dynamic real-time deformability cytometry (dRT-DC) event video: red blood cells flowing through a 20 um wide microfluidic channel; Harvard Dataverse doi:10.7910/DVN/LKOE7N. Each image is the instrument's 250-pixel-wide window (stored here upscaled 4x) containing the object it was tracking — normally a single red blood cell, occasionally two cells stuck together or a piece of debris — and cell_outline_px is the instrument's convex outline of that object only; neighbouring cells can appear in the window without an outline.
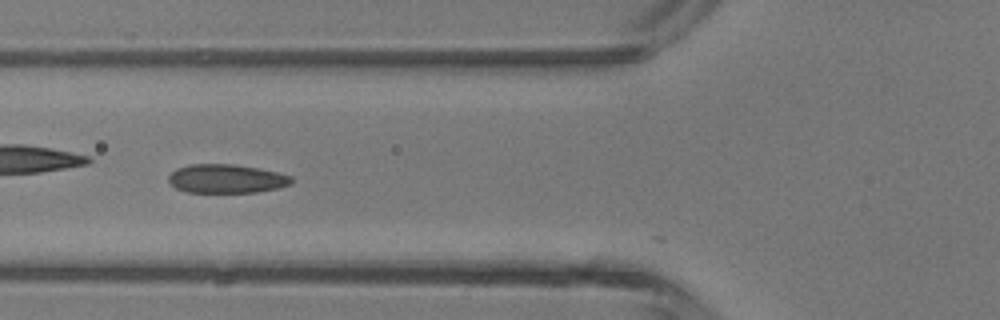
{"species": "common noctule bat (a hibernating species)", "species_latin": "Nyctalus noctula", "temperature_condition": "room temperature", "stored_images_in_passage": 5, "camera_frame_rate_fps": 3000, "um_per_image_px": 0.085, "animal": {"sex": "male", "body_mass_g": 13.3}, "frame": {"image": 1, "passage_image": 2, "time_ms": 0.333, "image_size_px": [1000, 320], "cell_outline_px": [[292, 184], [276, 188], [256, 192], [184, 192], [176, 188], [168, 180], [168, 176], [176, 168], [188, 164], [232, 164], [256, 168], [276, 172], [292, 176]], "centroid_in_image_um": [19.21, 15.19], "position_along_channel_um": 106.6, "area_um2": 20.52}}